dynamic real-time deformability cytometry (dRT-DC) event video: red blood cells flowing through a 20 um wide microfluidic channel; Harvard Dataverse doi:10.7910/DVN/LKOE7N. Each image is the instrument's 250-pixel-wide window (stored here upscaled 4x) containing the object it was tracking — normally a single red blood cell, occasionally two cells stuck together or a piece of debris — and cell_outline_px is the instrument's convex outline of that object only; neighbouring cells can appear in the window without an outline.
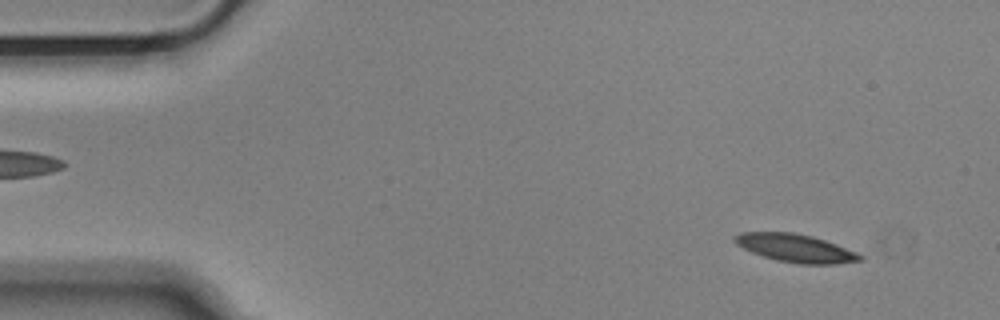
{"species": "Egyptian fruit bat (a non-hibernating species)", "species_latin": "Rousettus aegyptiacus", "temperature_condition": "cold", "stored_images_in_passage": 12, "camera_frame_rate_fps": 3000, "um_per_image_px": 0.085, "animal": {"sex": "male"}, "frame": {"image": 1, "passage_image": 4, "time_ms": 1.0, "image_size_px": [1000, 320], "cell_outline_px": [[864, 260], [836, 264], [800, 264], [776, 260], [752, 252], [736, 244], [732, 240], [732, 236], [740, 232], [796, 232], [812, 236], [836, 244], [856, 252], [864, 256]], "centroid_in_image_um": [67.62, 21.08], "position_along_channel_um": 17.4, "area_um2": 20.58}}